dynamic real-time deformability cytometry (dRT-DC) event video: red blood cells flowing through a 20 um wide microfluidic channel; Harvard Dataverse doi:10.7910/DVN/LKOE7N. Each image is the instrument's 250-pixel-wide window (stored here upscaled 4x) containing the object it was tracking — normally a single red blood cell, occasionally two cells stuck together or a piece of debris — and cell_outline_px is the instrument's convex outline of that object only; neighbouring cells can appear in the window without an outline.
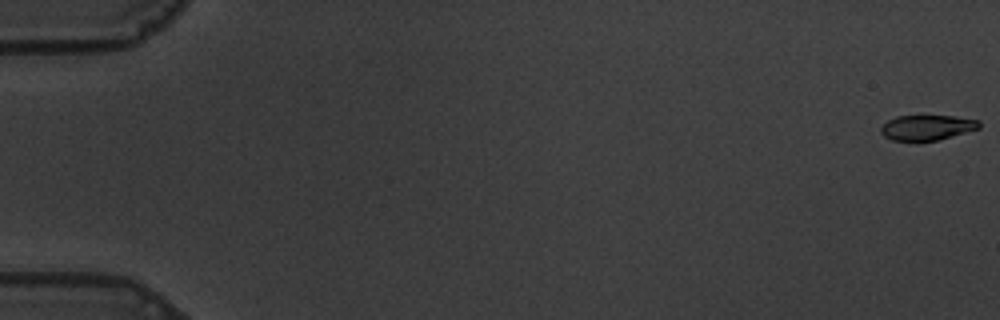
{"species": "common noctule bat (a hibernating species)", "species_latin": "Nyctalus noctula", "temperature_condition": "warm", "stored_images_in_passage": 58, "camera_frame_rate_fps": 3000, "um_per_image_px": 0.085, "animal": {"sex": "male", "body_mass_g": 19.5, "forearm_length_mm": 54.6}, "frame": {"image": 1, "passage_image": 1, "time_ms": 0.0, "image_size_px": [1000, 320], "cell_outline_px": [[980, 128], [936, 140], [916, 144], [892, 140], [884, 136], [880, 132], [880, 128], [888, 120], [896, 116], [956, 116], [980, 120]], "centroid_in_image_um": [78.75, 10.87], "position_along_channel_um": 6.2, "area_um2": 14.85}}
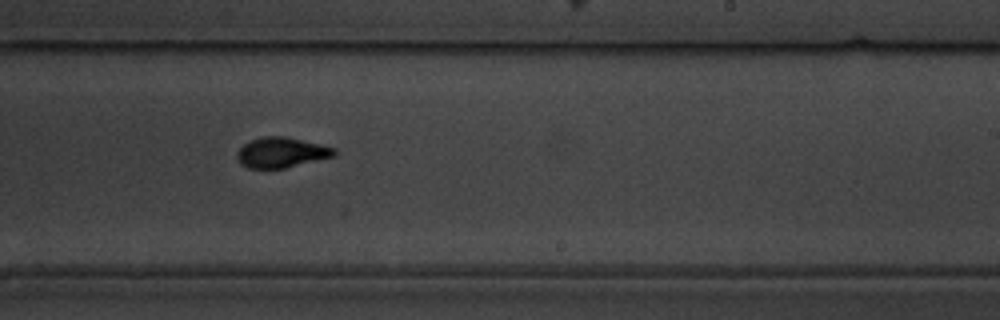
{"frame": {"image": 2, "passage_image": 37, "time_ms": 12.0, "image_size_px": [1000, 320], "cell_outline_px": [[340, 152], [336, 156], [284, 168], [248, 168], [240, 164], [236, 156], [236, 152], [248, 140], [264, 136], [284, 136], [320, 144], [336, 148]], "centroid_in_image_um": [23.93, 12.96], "position_along_channel_um": 265.1, "area_um2": 17.34}}
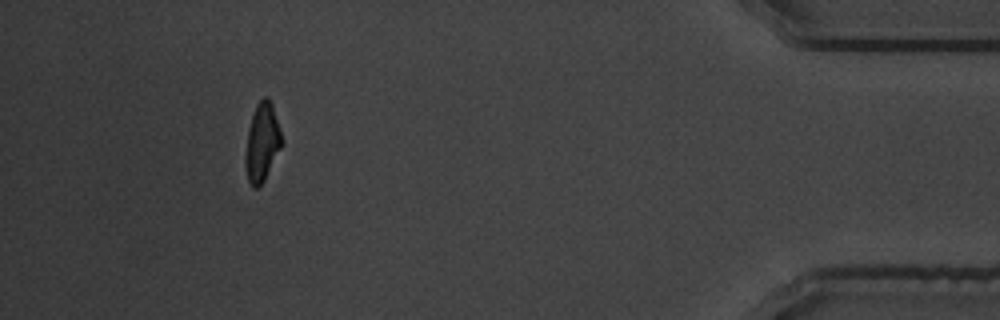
{"frame": {"image": 3, "passage_image": 54, "time_ms": 17.667, "image_size_px": [1000, 320], "cell_outline_px": [[280, 148], [264, 180], [256, 188], [252, 188], [248, 180], [244, 164], [244, 156], [248, 128], [256, 104], [264, 96], [268, 96], [272, 104], [280, 132]], "centroid_in_image_um": [22.23, 12.1], "position_along_channel_um": 413.0, "area_um2": 16.24}, "authors_computed_cell_mechanics": {"area_um2": 16.9354, "velocity_mm_per_s": 3.579, "shape_relaxation_time_tau1_ms": 3.8353, "shape_relaxation_time_tau2_ms": 1.581, "deformation_change_tau1": 0.1808, "deformation_change_tau2": 0.0681}}